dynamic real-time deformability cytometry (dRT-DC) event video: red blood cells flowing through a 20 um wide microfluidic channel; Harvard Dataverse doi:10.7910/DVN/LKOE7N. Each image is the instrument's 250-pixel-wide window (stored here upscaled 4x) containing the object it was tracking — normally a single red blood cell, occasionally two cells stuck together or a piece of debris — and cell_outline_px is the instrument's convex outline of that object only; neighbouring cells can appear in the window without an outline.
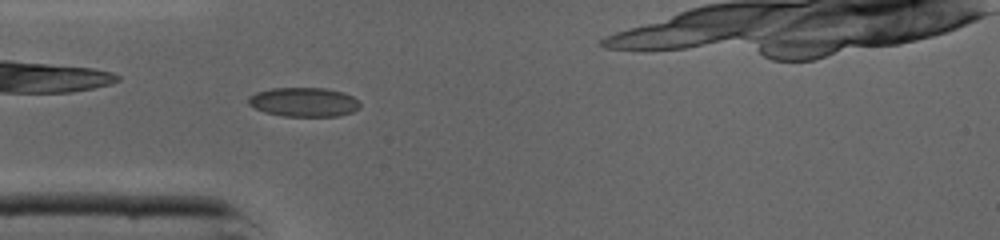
{"species": "common noctule bat (a hibernating species)", "species_latin": "Nyctalus noctula", "temperature_condition": "cold", "stored_images_in_passage": 34, "camera_frame_rate_fps": 3000, "um_per_image_px": 0.085, "animal": {"sex": "male", "body_mass_g": 19.0, "forearm_length_mm": 50.8}, "frame": {"image": 1, "passage_image": 8, "time_ms": 2.333, "image_size_px": [1000, 240], "cell_outline_px": [[360, 108], [352, 112], [340, 116], [284, 116], [264, 112], [248, 104], [248, 96], [256, 92], [272, 88], [324, 88], [344, 92], [352, 96], [360, 104]], "centroid_in_image_um": [25.82, 8.67], "position_along_channel_um": 59.2, "area_um2": 19.02}}
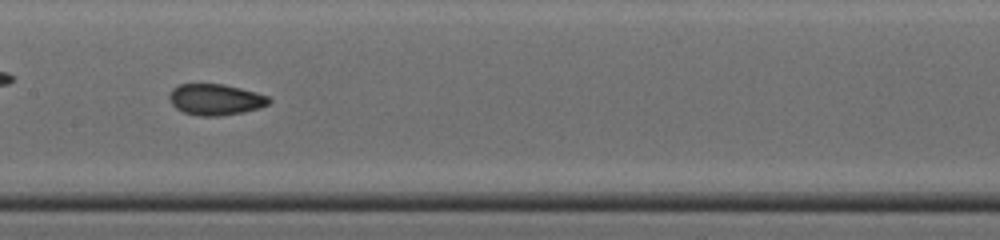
{"frame": {"image": 2, "passage_image": 17, "time_ms": 5.333, "image_size_px": [1000, 240], "cell_outline_px": [[272, 100], [268, 104], [260, 108], [244, 112], [220, 116], [200, 116], [184, 112], [176, 108], [172, 104], [168, 96], [172, 88], [180, 84], [224, 84], [256, 92], [268, 96]], "centroid_in_image_um": [18.32, 8.46], "position_along_channel_um": 189.1, "area_um2": 18.15}}
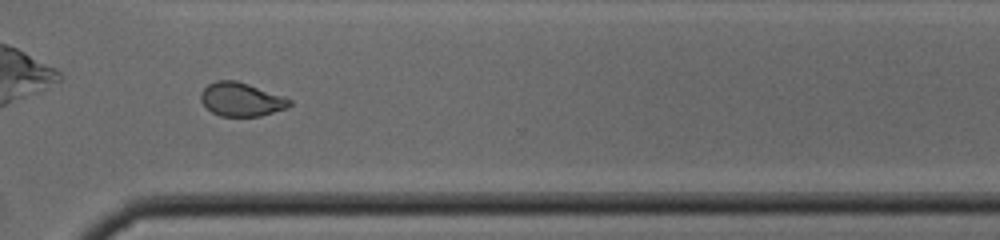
{"frame": {"image": 3, "passage_image": 28, "time_ms": 9.0, "image_size_px": [1000, 240], "cell_outline_px": [[292, 104], [288, 108], [260, 116], [220, 116], [212, 112], [200, 100], [200, 92], [208, 84], [216, 80], [236, 80], [284, 96], [292, 100]], "centroid_in_image_um": [20.52, 8.45], "position_along_channel_um": 350.1, "area_um2": 17.46}}